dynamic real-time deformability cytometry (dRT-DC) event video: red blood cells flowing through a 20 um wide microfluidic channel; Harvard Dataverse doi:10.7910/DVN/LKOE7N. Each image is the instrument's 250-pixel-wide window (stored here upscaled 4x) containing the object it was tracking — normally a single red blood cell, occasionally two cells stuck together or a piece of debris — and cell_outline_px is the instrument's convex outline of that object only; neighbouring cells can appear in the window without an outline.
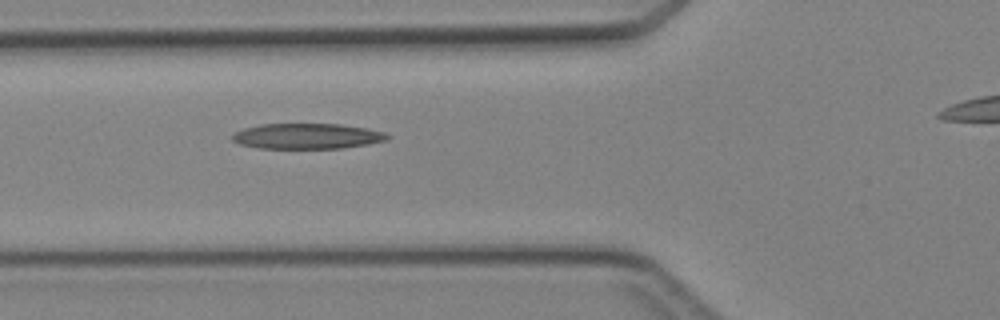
{"species": "Egyptian fruit bat (a non-hibernating species)", "species_latin": "Rousettus aegyptiacus", "temperature_condition": "cold", "stored_images_in_passage": 6, "segment_of_instrument_passage": [1, 2], "camera_frame_rate_fps": 3000, "um_per_image_px": 0.085, "animal": {"sex": "female"}, "frame": {"image": 1, "passage_image": 5, "time_ms": 4.667, "image_size_px": [1000, 320], "cell_outline_px": [[392, 136], [388, 140], [368, 144], [344, 148], [260, 148], [240, 144], [232, 140], [232, 136], [236, 132], [244, 128], [260, 124], [340, 124], [368, 128], [384, 132]], "centroid_in_image_um": [26.16, 11.57], "position_along_channel_um": 99.6, "area_um2": 23.06}}